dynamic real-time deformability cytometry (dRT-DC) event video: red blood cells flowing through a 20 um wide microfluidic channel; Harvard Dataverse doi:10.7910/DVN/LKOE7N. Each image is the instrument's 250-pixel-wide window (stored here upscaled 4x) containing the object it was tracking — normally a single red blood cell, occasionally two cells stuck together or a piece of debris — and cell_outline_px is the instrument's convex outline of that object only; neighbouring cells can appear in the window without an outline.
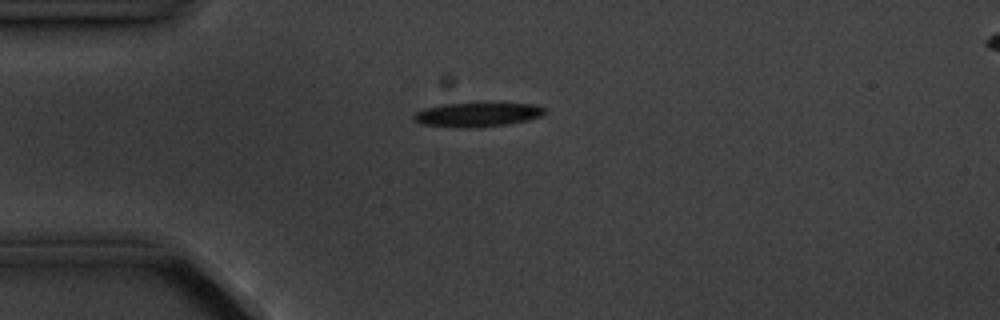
{"species": "common noctule bat (a hibernating species)", "species_latin": "Nyctalus noctula", "temperature_condition": "cold", "stored_images_in_passage": 4, "camera_frame_rate_fps": 3000, "um_per_image_px": 0.085, "animal": {"sex": "male", "body_mass_g": 20.1, "forearm_length_mm": 53.5}, "frame": {"image": 1, "passage_image": 2, "time_ms": 1.0, "image_size_px": [1000, 320], "cell_outline_px": [[548, 112], [540, 116], [508, 124], [464, 128], [420, 124], [412, 120], [412, 116], [416, 112], [424, 108], [444, 104], [532, 104], [544, 108]], "centroid_in_image_um": [40.5, 9.75], "position_along_channel_um": 44.5, "area_um2": 18.03}}
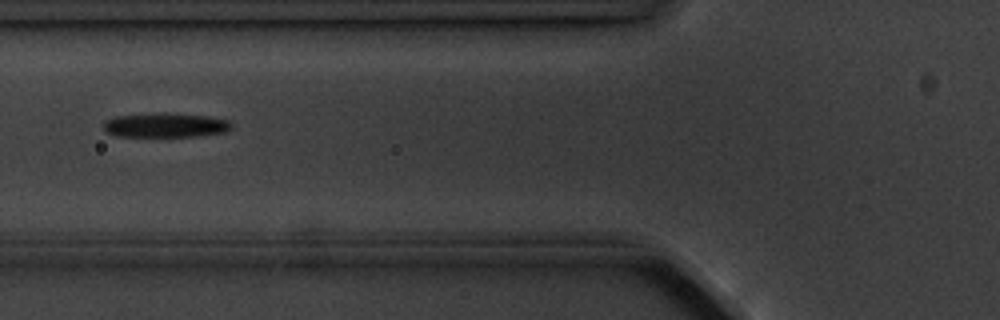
{"frame": {"image": 2, "passage_image": 4, "time_ms": 3.333, "image_size_px": [1000, 320], "cell_outline_px": [[232, 128], [228, 132], [200, 136], [116, 136], [104, 132], [104, 120], [116, 116], [156, 112], [168, 112], [204, 116], [232, 120]], "centroid_in_image_um": [14.08, 10.63], "position_along_channel_um": 111.7, "area_um2": 18.61}}